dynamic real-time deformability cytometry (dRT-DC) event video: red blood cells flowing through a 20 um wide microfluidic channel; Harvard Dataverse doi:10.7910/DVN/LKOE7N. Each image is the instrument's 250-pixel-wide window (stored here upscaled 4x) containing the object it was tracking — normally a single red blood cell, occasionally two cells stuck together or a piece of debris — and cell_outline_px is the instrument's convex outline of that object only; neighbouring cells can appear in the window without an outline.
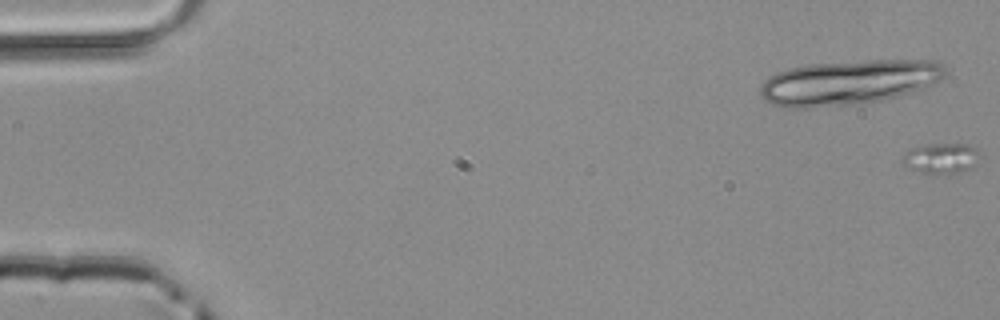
{"species": "common noctule bat (a hibernating species)", "species_latin": "Nyctalus noctula", "temperature_condition": "room temperature", "stored_images_in_passage": 2, "camera_frame_rate_fps": 3000, "um_per_image_px": 0.085, "animal": {"sex": "male", "body_mass_g": 20.4}, "frame": {"image": 1, "passage_image": 2, "time_ms": 0.333, "image_size_px": [1000, 320], "cell_outline_px": [[980, 152], [976, 164], [960, 172], [932, 176], [928, 176], [904, 164], [904, 156], [912, 148], [932, 144], [968, 144], [976, 148]], "centroid_in_image_um": [80.05, 13.48], "position_along_channel_um": 5.0, "area_um2": 13.64}}